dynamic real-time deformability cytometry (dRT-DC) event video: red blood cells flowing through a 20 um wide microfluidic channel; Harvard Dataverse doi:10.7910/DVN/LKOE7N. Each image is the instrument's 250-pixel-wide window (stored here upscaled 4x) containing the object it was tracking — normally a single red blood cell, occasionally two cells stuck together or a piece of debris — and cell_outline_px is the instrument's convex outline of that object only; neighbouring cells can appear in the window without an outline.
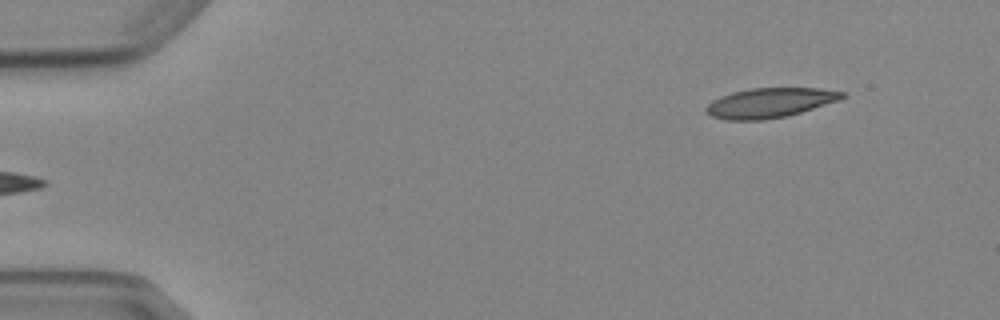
{"species": "Egyptian fruit bat (a non-hibernating species)", "species_latin": "Rousettus aegyptiacus", "temperature_condition": "cold", "stored_images_in_passage": 5, "segment_of_instrument_passage": [2, 2], "camera_frame_rate_fps": 3000, "um_per_image_px": 0.085, "animal": {"sex": "female"}, "frame": {"image": 1, "passage_image": 5, "time_ms": 5.667, "image_size_px": [1000, 320], "cell_outline_px": [[848, 96], [840, 100], [800, 112], [784, 116], [764, 120], [728, 120], [712, 116], [704, 112], [704, 108], [712, 100], [720, 96], [732, 92], [752, 88], [820, 88], [844, 92]], "centroid_in_image_um": [65.42, 8.73], "position_along_channel_um": 19.6, "area_um2": 23.58}}